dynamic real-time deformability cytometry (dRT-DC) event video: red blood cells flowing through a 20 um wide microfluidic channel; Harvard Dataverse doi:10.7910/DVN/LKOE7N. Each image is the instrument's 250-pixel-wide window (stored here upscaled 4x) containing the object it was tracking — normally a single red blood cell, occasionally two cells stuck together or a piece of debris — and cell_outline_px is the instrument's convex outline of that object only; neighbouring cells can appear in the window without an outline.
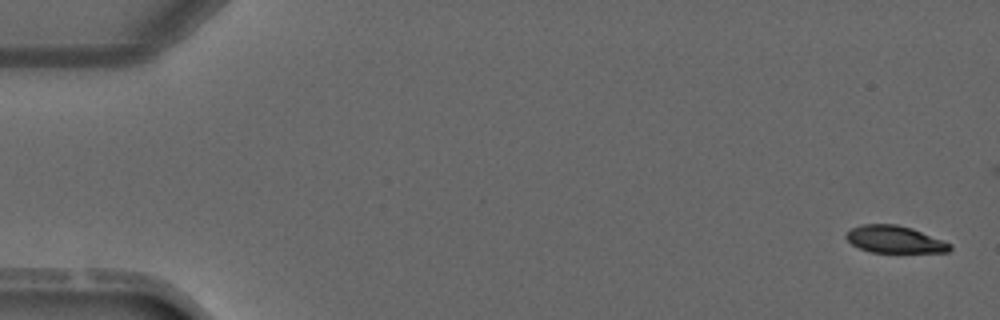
{"species": "common noctule bat (a hibernating species)", "species_latin": "Nyctalus noctula", "temperature_condition": "warm", "stored_images_in_passage": 4, "camera_frame_rate_fps": 3000, "um_per_image_px": 0.085, "animal": {"sex": "male", "forearm_length_mm": 52.5}, "frame": {"image": 1, "passage_image": 1, "time_ms": 0.0, "image_size_px": [1000, 320], "cell_outline_px": [[952, 248], [948, 252], [872, 252], [860, 248], [852, 244], [844, 236], [852, 228], [864, 224], [896, 224], [912, 228], [944, 240], [952, 244]], "centroid_in_image_um": [76.08, 20.34], "position_along_channel_um": 8.9, "area_um2": 16.36}}
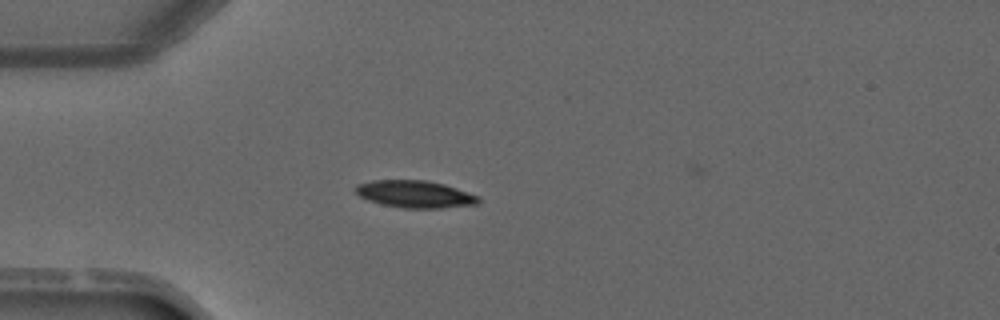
{"frame": {"image": 2, "passage_image": 4, "time_ms": 3.667, "image_size_px": [1000, 320], "cell_outline_px": [[480, 200], [476, 204], [440, 208], [404, 208], [384, 204], [368, 200], [360, 196], [352, 188], [356, 184], [372, 180], [428, 180], [444, 184], [480, 196]], "centroid_in_image_um": [35.25, 16.49], "position_along_channel_um": 49.7, "area_um2": 19.48}}